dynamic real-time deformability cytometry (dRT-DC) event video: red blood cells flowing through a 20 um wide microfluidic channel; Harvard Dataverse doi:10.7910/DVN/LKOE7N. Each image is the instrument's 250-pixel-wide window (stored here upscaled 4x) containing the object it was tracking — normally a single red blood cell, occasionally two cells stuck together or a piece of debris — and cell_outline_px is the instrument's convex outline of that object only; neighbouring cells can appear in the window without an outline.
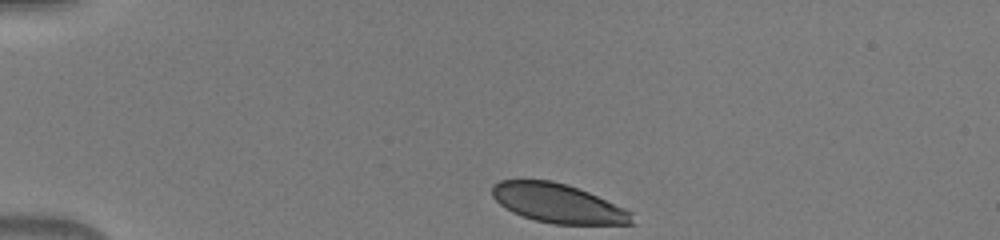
{"species": "human", "species_latin": "Homo sapiens", "temperature_condition": "warm", "stored_images_in_passage": 39, "camera_frame_rate_fps": 3000, "um_per_image_px": 0.085, "donor": {"sex": "male"}, "frame": {"image": 1, "passage_image": 1, "time_ms": 0.0, "image_size_px": [1000, 240], "cell_outline_px": [[636, 224], [552, 224], [536, 220], [512, 212], [500, 204], [492, 196], [492, 184], [500, 180], [552, 180], [568, 184], [588, 192], [624, 208], [632, 212]], "centroid_in_image_um": [47.43, 17.28], "position_along_channel_um": 37.6, "area_um2": 31.85}}
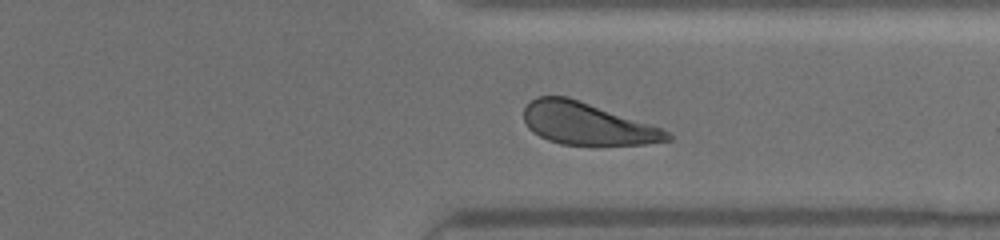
{"frame": {"image": 2, "passage_image": 29, "time_ms": 9.333, "image_size_px": [1000, 240], "cell_outline_px": [[672, 140], [644, 144], [560, 144], [548, 140], [532, 132], [528, 128], [524, 120], [524, 108], [536, 96], [568, 96], [652, 124], [668, 132], [672, 136]], "centroid_in_image_um": [49.89, 10.5], "position_along_channel_um": 361.5, "area_um2": 35.03}}
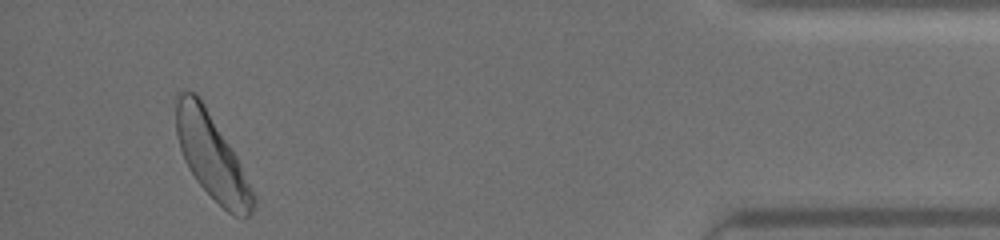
{"frame": {"image": 3, "passage_image": 37, "time_ms": 12.0, "image_size_px": [1000, 240], "cell_outline_px": [[256, 204], [252, 212], [244, 220], [232, 216], [196, 180], [188, 168], [184, 160], [180, 148], [176, 132], [176, 96], [184, 88], [196, 92], [200, 96], [236, 156], [256, 196]], "centroid_in_image_um": [18.0, 13.28], "position_along_channel_um": 417.2, "area_um2": 38.15}}